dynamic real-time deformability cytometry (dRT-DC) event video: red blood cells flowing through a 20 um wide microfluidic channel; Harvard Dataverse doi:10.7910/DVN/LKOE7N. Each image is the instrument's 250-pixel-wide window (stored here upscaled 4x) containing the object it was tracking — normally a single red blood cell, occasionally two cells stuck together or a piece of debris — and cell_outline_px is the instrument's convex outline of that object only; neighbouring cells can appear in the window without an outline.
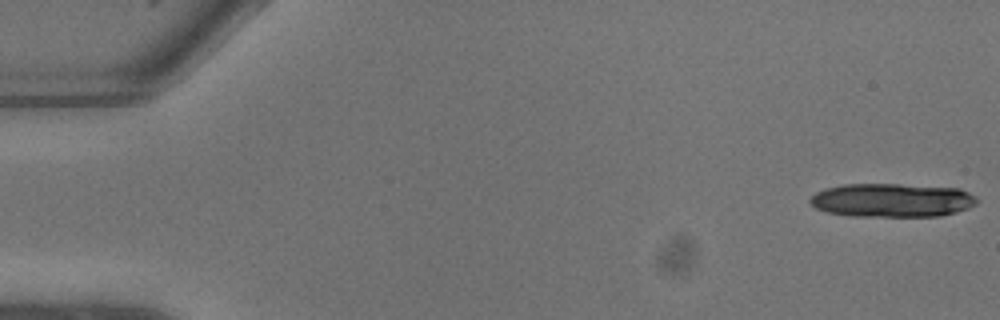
{"species": "common noctule bat (a hibernating species)", "species_latin": "Nyctalus noctula", "temperature_condition": "warm", "stored_images_in_passage": 3, "camera_frame_rate_fps": 3000, "um_per_image_px": 0.085, "animal": {"sex": "male", "body_mass_g": 13.3}, "frame": {"image": 1, "passage_image": 1, "time_ms": 0.0, "image_size_px": [1000, 320], "cell_outline_px": [[976, 204], [968, 208], [956, 212], [940, 216], [852, 216], [828, 212], [816, 208], [808, 204], [808, 200], [816, 192], [824, 188], [844, 184], [900, 184], [960, 188], [976, 196]], "centroid_in_image_um": [75.8, 17.01], "position_along_channel_um": 9.2, "area_um2": 32.95}}